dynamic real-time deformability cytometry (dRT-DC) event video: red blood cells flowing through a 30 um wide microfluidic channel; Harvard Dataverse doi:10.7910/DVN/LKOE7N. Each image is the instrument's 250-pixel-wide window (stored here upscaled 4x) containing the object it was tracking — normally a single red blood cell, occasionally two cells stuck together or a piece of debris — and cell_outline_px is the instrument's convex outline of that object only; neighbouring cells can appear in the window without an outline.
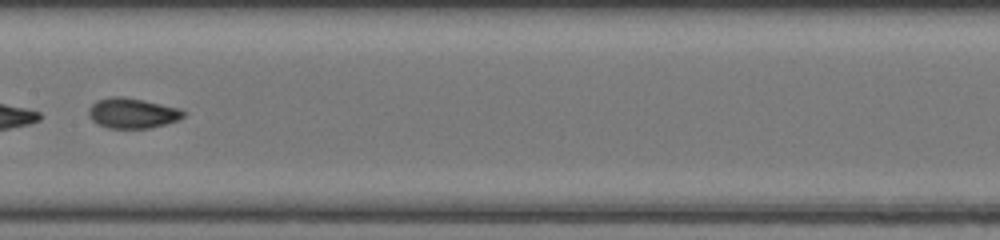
{"species": "common noctule bat (a hibernating species)", "species_latin": "Nyctalus noctula", "temperature_condition": "room temperature", "stored_images_in_passage": 48, "segment_of_instrument_passage": [2, 2], "camera_frame_rate_fps": 3000, "um_per_image_px": 0.085, "animal": {"sex": "female", "body_mass_g": 20.0, "forearm_length_mm": 54.0}, "frame": {"image": 1, "passage_image": 26, "time_ms": 8.333, "image_size_px": [1000, 240], "cell_outline_px": [[184, 116], [176, 120], [164, 124], [148, 128], [108, 128], [96, 124], [88, 116], [88, 108], [96, 100], [112, 96], [124, 96], [144, 100], [180, 108], [184, 112]], "centroid_in_image_um": [11.19, 9.6], "position_along_channel_um": 196.2, "area_um2": 16.76}}